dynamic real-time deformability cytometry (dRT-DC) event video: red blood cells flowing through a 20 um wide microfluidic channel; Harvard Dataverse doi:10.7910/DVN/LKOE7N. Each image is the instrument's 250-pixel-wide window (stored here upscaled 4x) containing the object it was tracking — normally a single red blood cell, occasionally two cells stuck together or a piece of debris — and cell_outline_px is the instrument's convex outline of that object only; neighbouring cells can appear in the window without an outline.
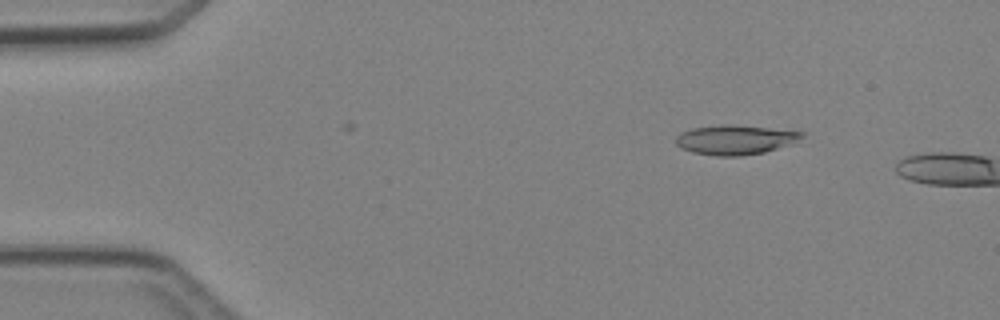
{"species": "Egyptian fruit bat (a non-hibernating species)", "species_latin": "Rousettus aegyptiacus", "temperature_condition": "cold", "stored_images_in_passage": 3, "camera_frame_rate_fps": 3000, "um_per_image_px": 0.085, "animal": {"sex": "female"}, "frame": {"image": 1, "passage_image": 2, "time_ms": 1.333, "image_size_px": [1000, 320], "cell_outline_px": [[804, 136], [788, 144], [764, 152], [740, 156], [716, 156], [692, 152], [680, 148], [676, 144], [676, 136], [692, 128], [724, 124], [732, 124], [804, 132]], "centroid_in_image_um": [62.44, 11.88], "position_along_channel_um": 22.6, "area_um2": 21.39}}